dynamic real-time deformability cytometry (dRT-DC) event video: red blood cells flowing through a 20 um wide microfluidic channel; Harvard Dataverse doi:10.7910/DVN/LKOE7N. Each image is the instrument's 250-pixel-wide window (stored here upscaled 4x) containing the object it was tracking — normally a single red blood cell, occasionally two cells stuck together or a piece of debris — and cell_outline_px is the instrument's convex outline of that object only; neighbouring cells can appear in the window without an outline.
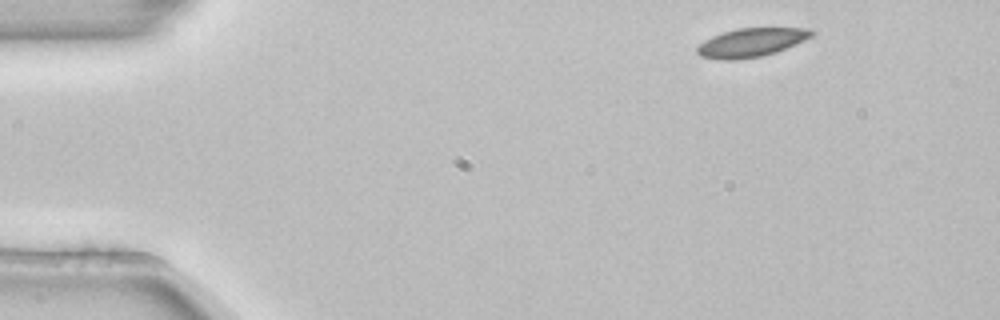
{"species": "common noctule bat (a hibernating species)", "species_latin": "Nyctalus noctula", "temperature_condition": "room temperature", "stored_images_in_passage": 3, "camera_frame_rate_fps": 3000, "um_per_image_px": 0.085, "animal": {"sex": "female", "body_mass_g": 22.7, "forearm_length_mm": 54.2}, "frame": {"image": 1, "passage_image": 1, "time_ms": 0.0, "image_size_px": [1000, 320], "cell_outline_px": [[816, 32], [812, 36], [804, 40], [776, 52], [760, 56], [736, 60], [720, 60], [700, 56], [696, 52], [696, 48], [704, 40], [712, 36], [736, 28], [812, 28]], "centroid_in_image_um": [63.84, 3.61], "position_along_channel_um": 21.2, "area_um2": 19.13}}